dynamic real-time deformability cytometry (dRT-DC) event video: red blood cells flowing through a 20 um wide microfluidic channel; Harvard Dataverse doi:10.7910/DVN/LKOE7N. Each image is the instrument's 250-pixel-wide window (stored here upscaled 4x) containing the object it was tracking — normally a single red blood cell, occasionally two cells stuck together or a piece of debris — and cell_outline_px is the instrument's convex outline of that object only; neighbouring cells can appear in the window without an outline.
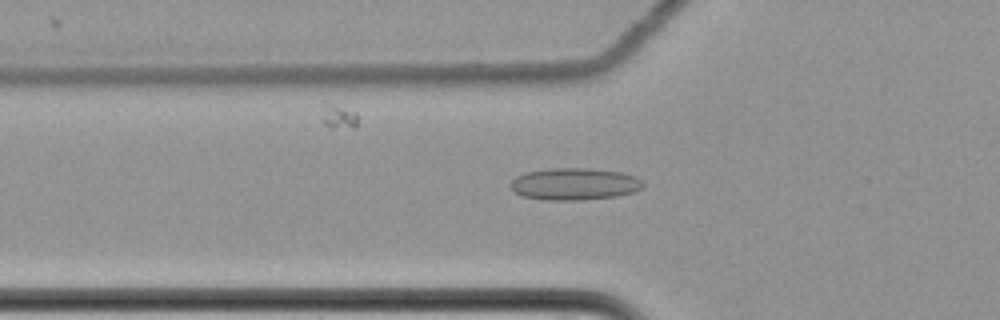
{"species": "common noctule bat (a hibernating species)", "species_latin": "Nyctalus noctula", "temperature_condition": "cold", "stored_images_in_passage": 57, "camera_frame_rate_fps": 3000, "um_per_image_px": 0.085, "animal": {"sex": "female", "body_mass_g": 22.7, "forearm_length_mm": 54.2}, "frame": {"image": 1, "passage_image": 19, "time_ms": 6.0, "image_size_px": [1000, 320], "cell_outline_px": [[644, 184], [640, 188], [632, 192], [616, 196], [584, 200], [544, 200], [524, 196], [512, 192], [512, 180], [516, 176], [524, 172], [548, 168], [588, 168], [620, 172], [636, 176]], "centroid_in_image_um": [48.79, 15.64], "position_along_channel_um": 77.0, "area_um2": 24.74}}
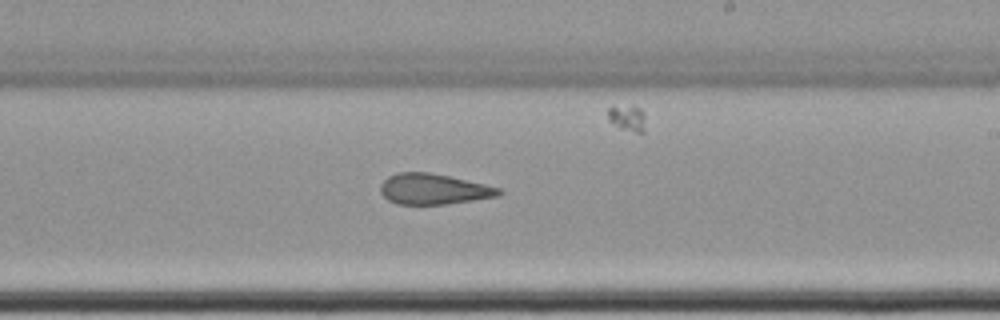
{"frame": {"image": 2, "passage_image": 34, "time_ms": 11.0, "image_size_px": [1000, 320], "cell_outline_px": [[504, 192], [496, 196], [472, 200], [444, 204], [396, 204], [388, 200], [380, 192], [380, 184], [388, 176], [396, 172], [428, 172], [448, 176], [484, 184], [500, 188]], "centroid_in_image_um": [36.8, 16.06], "position_along_channel_um": 252.2, "area_um2": 20.98}}
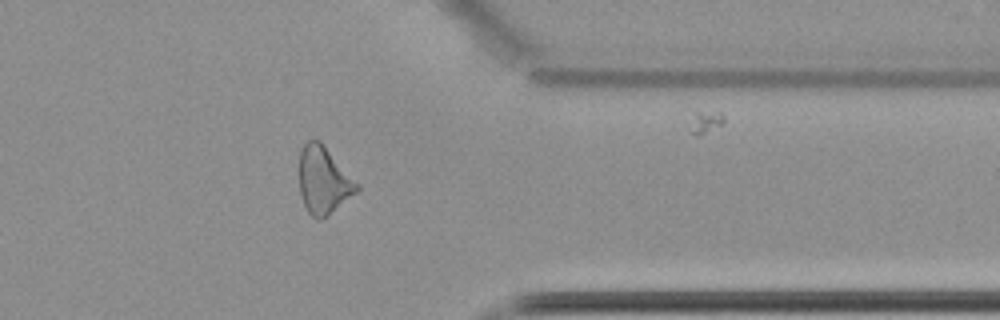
{"frame": {"image": 3, "passage_image": 46, "time_ms": 15.0, "image_size_px": [1000, 320], "cell_outline_px": [[360, 188], [356, 192], [328, 216], [320, 220], [316, 220], [308, 212], [304, 204], [300, 192], [300, 148], [308, 140], [320, 140], [360, 184]], "centroid_in_image_um": [27.51, 15.32], "position_along_channel_um": 383.9, "area_um2": 22.66}, "authors_computed_cell_mechanics": {"area_um2": 22.9466, "velocity_mm_per_s": 3.5108, "shape_relaxation_time_tau1_ms": null, "shape_relaxation_time_tau2_ms": 3.4595, "deformation_change_tau1": null, "deformation_change_tau2": 0.1282}}